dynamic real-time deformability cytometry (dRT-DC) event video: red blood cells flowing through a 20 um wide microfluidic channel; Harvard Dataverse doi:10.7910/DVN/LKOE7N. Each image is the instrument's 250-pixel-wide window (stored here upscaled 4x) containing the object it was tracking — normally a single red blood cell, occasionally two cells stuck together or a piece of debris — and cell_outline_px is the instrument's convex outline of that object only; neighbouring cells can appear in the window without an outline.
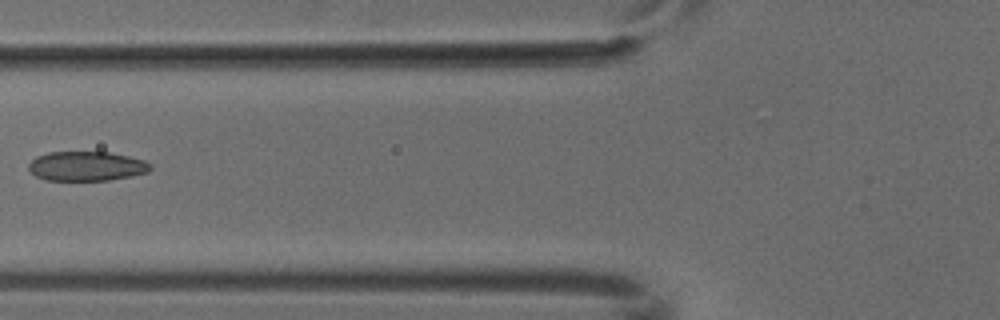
{"species": "common noctule bat (a hibernating species)", "species_latin": "Nyctalus noctula", "temperature_condition": "cold", "stored_images_in_passage": 5, "camera_frame_rate_fps": 3000, "um_per_image_px": 0.085, "animal": {"sex": "male", "body_mass_g": 18.8}, "frame": {"image": 1, "passage_image": 5, "time_ms": 1.333, "image_size_px": [1000, 320], "cell_outline_px": [[152, 168], [148, 172], [108, 180], [44, 180], [36, 176], [28, 168], [28, 164], [36, 156], [48, 152], [108, 152], [128, 156], [144, 160], [152, 164]], "centroid_in_image_um": [7.34, 14.12], "position_along_channel_um": 118.5, "area_um2": 20.87}}